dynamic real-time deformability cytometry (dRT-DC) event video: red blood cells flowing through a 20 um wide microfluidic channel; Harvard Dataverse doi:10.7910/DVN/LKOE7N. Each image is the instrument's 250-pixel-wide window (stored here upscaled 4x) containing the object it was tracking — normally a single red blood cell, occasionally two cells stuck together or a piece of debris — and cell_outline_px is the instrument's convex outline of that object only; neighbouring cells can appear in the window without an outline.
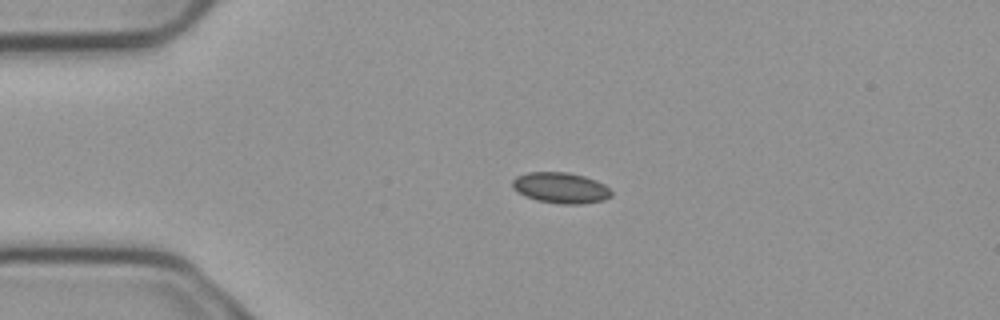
{"species": "common noctule bat (a hibernating species)", "species_latin": "Nyctalus noctula", "temperature_condition": "cold", "stored_images_in_passage": 3, "camera_frame_rate_fps": 3000, "um_per_image_px": 0.085, "animal": {"sex": "male", "body_mass_g": 23.1, "forearm_length_mm": 52.7}, "frame": {"image": 1, "passage_image": 2, "time_ms": 0.333, "image_size_px": [1000, 320], "cell_outline_px": [[612, 196], [604, 200], [584, 204], [560, 204], [536, 200], [524, 196], [512, 188], [512, 180], [516, 176], [528, 172], [568, 172], [584, 176], [596, 180], [604, 184], [612, 192]], "centroid_in_image_um": [47.65, 15.97], "position_along_channel_um": 37.3, "area_um2": 17.98}}